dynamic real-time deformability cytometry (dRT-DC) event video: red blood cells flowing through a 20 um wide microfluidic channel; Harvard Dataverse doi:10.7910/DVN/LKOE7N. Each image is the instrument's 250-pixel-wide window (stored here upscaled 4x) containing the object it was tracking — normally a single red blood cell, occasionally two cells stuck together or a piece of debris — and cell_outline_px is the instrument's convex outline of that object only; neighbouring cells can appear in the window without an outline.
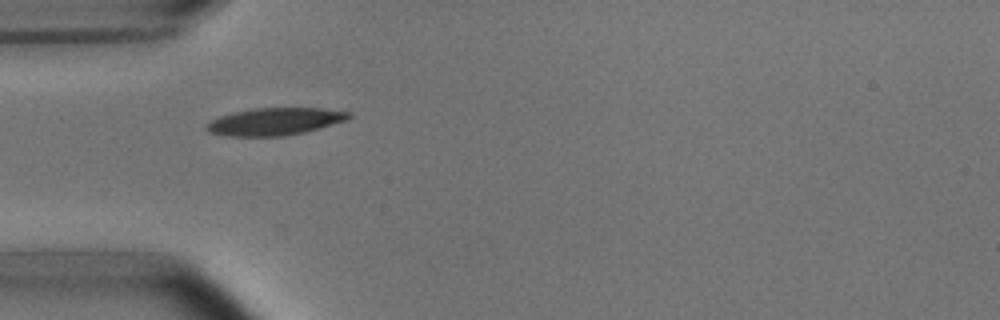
{"species": "common noctule bat (a hibernating species)", "species_latin": "Nyctalus noctula", "temperature_condition": "room temperature", "stored_images_in_passage": 11, "camera_frame_rate_fps": 3000, "um_per_image_px": 0.085, "animal": {"sex": "male", "body_mass_g": 15.6}, "frame": {"image": 1, "passage_image": 1, "time_ms": 0.0, "image_size_px": [1000, 320], "cell_outline_px": [[352, 116], [344, 120], [304, 132], [280, 136], [228, 136], [208, 132], [204, 128], [204, 124], [220, 116], [232, 112], [252, 108], [324, 108], [352, 112]], "centroid_in_image_um": [23.3, 10.32], "position_along_channel_um": 61.7, "area_um2": 22.6}}
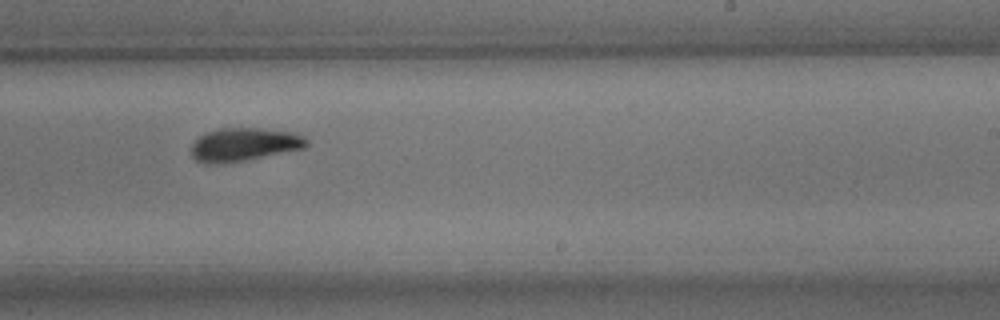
{"frame": {"image": 2, "passage_image": 6, "time_ms": 5.667, "image_size_px": [1000, 320], "cell_outline_px": [[308, 144], [304, 148], [244, 160], [216, 164], [208, 164], [196, 160], [192, 156], [192, 144], [204, 132], [220, 128], [260, 128], [292, 132], [304, 136], [308, 140]], "centroid_in_image_um": [20.73, 12.27], "position_along_channel_um": 268.3, "area_um2": 22.2}}
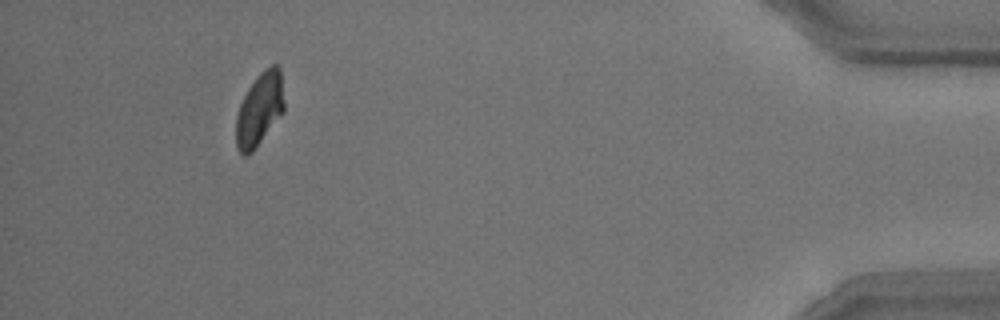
{"frame": {"image": 3, "passage_image": 10, "time_ms": 11.333, "image_size_px": [1000, 320], "cell_outline_px": [[284, 112], [252, 152], [248, 156], [244, 156], [236, 148], [236, 116], [240, 104], [248, 88], [256, 76], [264, 68], [272, 64], [276, 64], [280, 68], [284, 104]], "centroid_in_image_um": [22.05, 9.29], "position_along_channel_um": 413.1, "area_um2": 20.58}, "authors_computed_cell_mechanics": {"area_um2": 22.1374, "velocity_mm_per_s": 3.6569, "shape_relaxation_time_tau1_ms": 1.3711, "shape_relaxation_time_tau2_ms": null, "deformation_change_tau1": 0.089, "deformation_change_tau2": null}}